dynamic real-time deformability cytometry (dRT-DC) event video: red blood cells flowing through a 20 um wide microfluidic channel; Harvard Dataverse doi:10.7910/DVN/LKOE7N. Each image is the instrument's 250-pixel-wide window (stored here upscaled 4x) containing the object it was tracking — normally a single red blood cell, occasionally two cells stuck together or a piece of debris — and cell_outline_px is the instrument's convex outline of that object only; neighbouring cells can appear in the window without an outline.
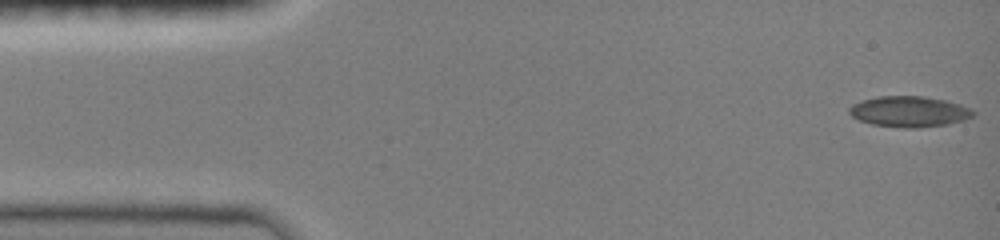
{"species": "common noctule bat (a hibernating species)", "species_latin": "Nyctalus noctula", "temperature_condition": "room temperature", "stored_images_in_passage": 39, "camera_frame_rate_fps": 3000, "um_per_image_px": 0.085, "animal": {"sex": "female", "body_mass_g": 19.0, "forearm_length_mm": 51.5}, "frame": {"image": 1, "passage_image": 1, "time_ms": 0.0, "image_size_px": [1000, 240], "cell_outline_px": [[976, 112], [972, 116], [964, 120], [948, 124], [916, 128], [904, 128], [872, 124], [860, 120], [852, 116], [848, 112], [848, 108], [852, 104], [860, 100], [876, 96], [924, 96], [944, 100], [960, 104], [972, 108]], "centroid_in_image_um": [77.27, 9.48], "position_along_channel_um": 7.7, "area_um2": 22.37}}
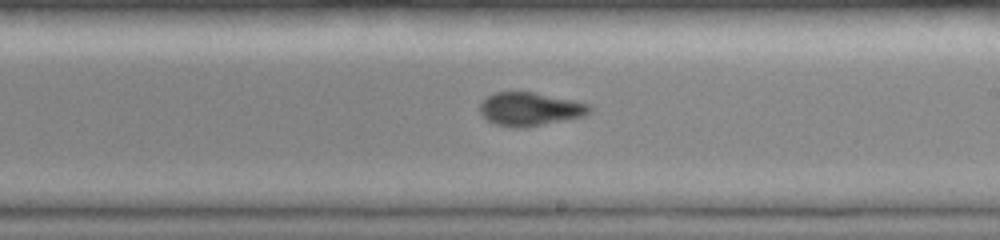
{"frame": {"image": 2, "passage_image": 19, "time_ms": 8.667, "image_size_px": [1000, 240], "cell_outline_px": [[592, 108], [584, 116], [520, 128], [516, 128], [496, 124], [488, 120], [480, 112], [480, 104], [492, 92], [532, 92], [592, 104]], "centroid_in_image_um": [45.04, 9.26], "position_along_channel_um": 244.0, "area_um2": 20.98}}
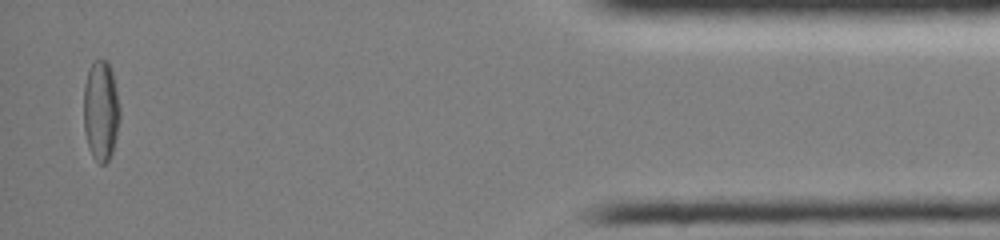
{"frame": {"image": 3, "passage_image": 37, "time_ms": 14.667, "image_size_px": [1000, 240], "cell_outline_px": [[120, 120], [112, 152], [108, 160], [104, 164], [100, 164], [92, 156], [88, 148], [84, 132], [84, 84], [92, 60], [108, 60], [112, 72], [120, 108]], "centroid_in_image_um": [8.57, 9.41], "position_along_channel_um": 426.6, "area_um2": 21.27}, "authors_computed_cell_mechanics": {"area_um2": 21.2704, "velocity_mm_per_s": 4.0848, "shape_relaxation_time_tau1_ms": null, "shape_relaxation_time_tau2_ms": 1.3532, "deformation_change_tau1": null, "deformation_change_tau2": 0.067}}